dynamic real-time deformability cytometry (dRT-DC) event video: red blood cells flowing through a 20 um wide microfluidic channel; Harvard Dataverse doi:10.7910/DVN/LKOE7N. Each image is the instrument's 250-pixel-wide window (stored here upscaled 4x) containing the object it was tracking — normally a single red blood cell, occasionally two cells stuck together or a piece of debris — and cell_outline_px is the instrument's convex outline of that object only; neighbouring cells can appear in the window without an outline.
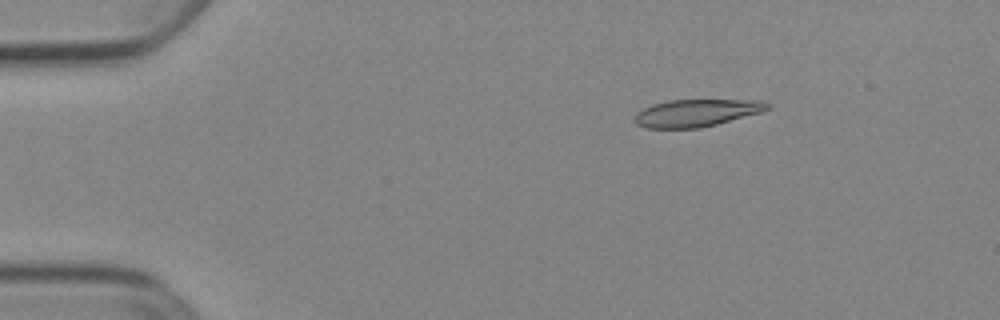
{"species": "Egyptian fruit bat (a non-hibernating species)", "species_latin": "Rousettus aegyptiacus", "temperature_condition": "cold", "stored_images_in_passage": 48, "camera_frame_rate_fps": 3000, "um_per_image_px": 0.085, "animal": {"sex": "female"}, "frame": {"image": 1, "passage_image": 4, "time_ms": 1.0, "image_size_px": [1000, 320], "cell_outline_px": [[772, 104], [768, 108], [760, 112], [716, 124], [700, 128], [644, 128], [636, 124], [632, 120], [636, 112], [652, 104], [668, 100], [760, 100]], "centroid_in_image_um": [59.13, 9.6], "position_along_channel_um": 25.9, "area_um2": 21.15}}
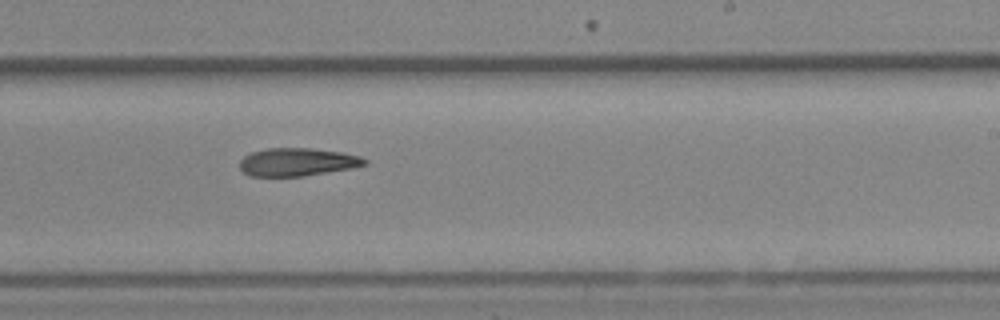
{"frame": {"image": 2, "passage_image": 28, "time_ms": 9.0, "image_size_px": [1000, 320], "cell_outline_px": [[368, 164], [352, 168], [304, 176], [248, 176], [240, 168], [240, 160], [244, 156], [252, 152], [268, 148], [312, 148], [340, 152], [360, 156], [368, 160]], "centroid_in_image_um": [25.28, 13.77], "position_along_channel_um": 263.7, "area_um2": 20.4}}
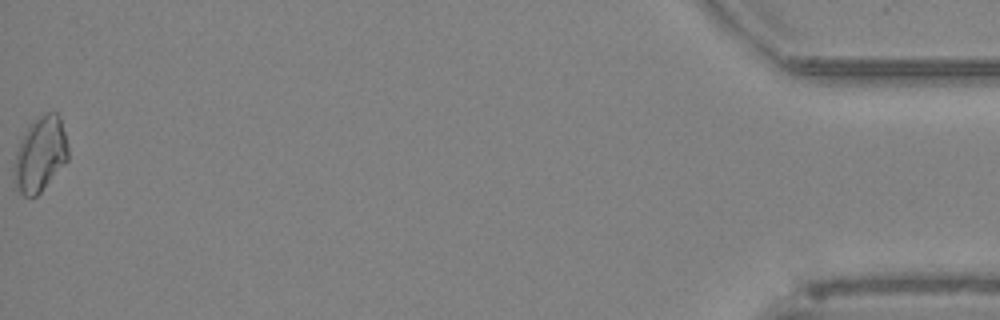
{"frame": {"image": 3, "passage_image": 48, "time_ms": 15.667, "image_size_px": [1000, 320], "cell_outline_px": [[68, 160], [40, 192], [36, 196], [24, 196], [16, 188], [12, 168], [16, 152], [28, 124], [36, 116], [44, 112], [56, 112], [60, 116], [68, 148]], "centroid_in_image_um": [3.4, 13.08], "position_along_channel_um": 431.8, "area_um2": 23.7}}